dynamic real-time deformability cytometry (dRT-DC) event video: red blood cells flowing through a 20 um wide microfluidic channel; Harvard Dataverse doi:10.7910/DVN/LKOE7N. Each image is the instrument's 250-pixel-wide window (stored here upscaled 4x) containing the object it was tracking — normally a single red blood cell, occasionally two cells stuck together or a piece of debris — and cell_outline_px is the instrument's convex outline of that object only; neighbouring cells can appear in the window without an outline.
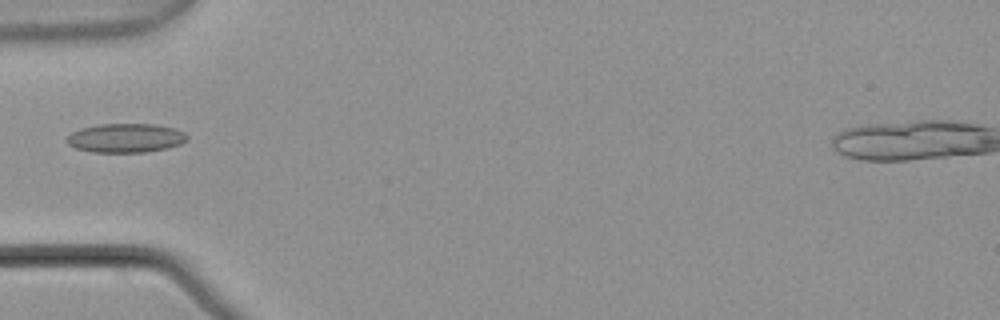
{"species": "common noctule bat (a hibernating species)", "species_latin": "Nyctalus noctula", "temperature_condition": "warm", "stored_images_in_passage": 1, "camera_frame_rate_fps": 3000, "um_per_image_px": 0.085, "animal": {"sex": "male", "body_mass_g": 21.5, "forearm_length_mm": 52.0}, "frame": {"image": 1, "passage_image": 1, "time_ms": 0.0, "image_size_px": [1000, 320], "cell_outline_px": [[188, 140], [180, 144], [168, 148], [144, 152], [92, 152], [76, 148], [68, 144], [64, 140], [72, 132], [80, 128], [100, 124], [156, 124], [176, 128], [184, 132], [188, 136]], "centroid_in_image_um": [10.7, 11.72], "position_along_channel_um": 74.3, "area_um2": 20.52}}